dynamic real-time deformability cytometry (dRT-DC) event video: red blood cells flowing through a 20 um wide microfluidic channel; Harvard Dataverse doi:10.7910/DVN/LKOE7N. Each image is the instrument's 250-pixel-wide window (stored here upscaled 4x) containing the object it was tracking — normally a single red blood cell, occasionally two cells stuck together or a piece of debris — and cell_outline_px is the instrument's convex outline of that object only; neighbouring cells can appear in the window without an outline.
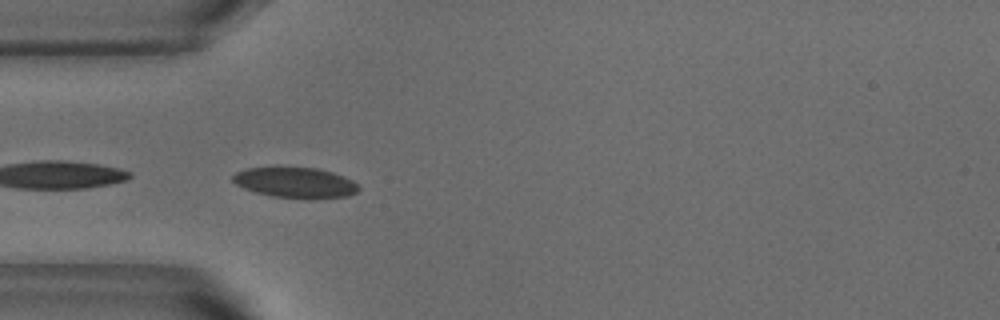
{"species": "common noctule bat (a hibernating species)", "species_latin": "Nyctalus noctula", "temperature_condition": "warm", "stored_images_in_passage": 30, "camera_frame_rate_fps": 3000, "um_per_image_px": 0.085, "animal": {"sex": "male", "body_mass_g": 18.8}, "frame": {"image": 1, "passage_image": 15, "time_ms": 4.667, "image_size_px": [1000, 320], "cell_outline_px": [[360, 188], [356, 192], [348, 196], [312, 200], [308, 200], [272, 196], [256, 192], [244, 188], [236, 184], [232, 180], [232, 176], [236, 172], [248, 168], [276, 164], [316, 168], [332, 172], [344, 176], [352, 180]], "centroid_in_image_um": [25.08, 15.49], "position_along_channel_um": 59.9, "area_um2": 23.41}}
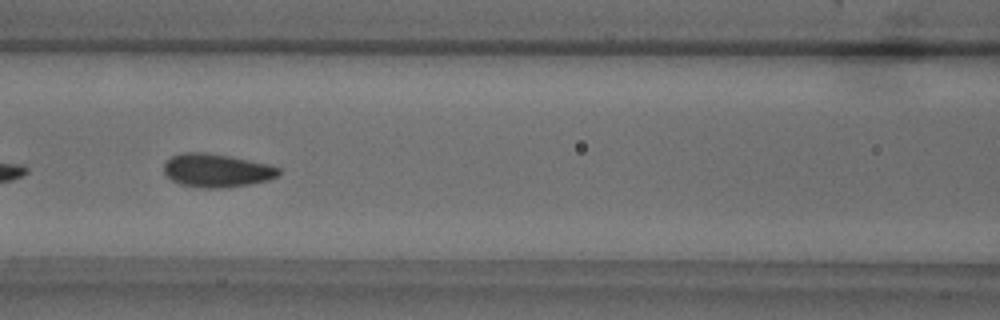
{"frame": {"image": 2, "passage_image": 22, "time_ms": 7.0, "image_size_px": [1000, 320], "cell_outline_px": [[280, 176], [268, 180], [248, 184], [224, 188], [204, 188], [180, 184], [172, 180], [164, 172], [164, 160], [180, 152], [204, 152], [228, 156], [268, 164], [280, 168]], "centroid_in_image_um": [18.4, 14.48], "position_along_channel_um": 148.2, "area_um2": 22.37}}